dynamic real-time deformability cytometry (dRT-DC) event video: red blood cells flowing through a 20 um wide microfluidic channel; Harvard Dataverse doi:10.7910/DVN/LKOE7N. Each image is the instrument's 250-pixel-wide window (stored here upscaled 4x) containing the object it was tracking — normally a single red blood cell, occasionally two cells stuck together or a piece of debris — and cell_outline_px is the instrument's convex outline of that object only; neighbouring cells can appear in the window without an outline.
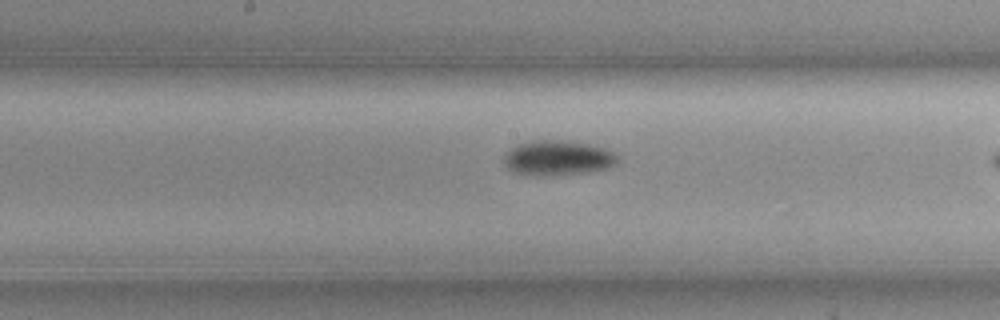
{"species": "common noctule bat (a hibernating species)", "species_latin": "Nyctalus noctula", "temperature_condition": "cold", "stored_images_in_passage": 31, "camera_frame_rate_fps": 3000, "um_per_image_px": 0.085, "animal": {"sex": "female", "body_mass_g": 19.3, "forearm_length_mm": 54.1}, "frame": {"image": 1, "passage_image": 22, "time_ms": 7.0, "image_size_px": [1000, 320], "cell_outline_px": [[616, 164], [608, 168], [588, 172], [544, 176], [540, 176], [516, 172], [508, 168], [504, 164], [504, 156], [512, 148], [520, 144], [532, 140], [564, 140], [588, 144], [604, 148], [612, 152], [616, 156]], "centroid_in_image_um": [47.41, 13.42], "position_along_channel_um": 200.8, "area_um2": 22.83}}